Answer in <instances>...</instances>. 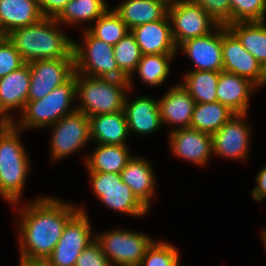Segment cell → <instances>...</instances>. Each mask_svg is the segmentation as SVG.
<instances>
[{"label":"cell","instance_id":"cell-38","mask_svg":"<svg viewBox=\"0 0 266 266\" xmlns=\"http://www.w3.org/2000/svg\"><path fill=\"white\" fill-rule=\"evenodd\" d=\"M75 266H112L96 239L79 255Z\"/></svg>","mask_w":266,"mask_h":266},{"label":"cell","instance_id":"cell-36","mask_svg":"<svg viewBox=\"0 0 266 266\" xmlns=\"http://www.w3.org/2000/svg\"><path fill=\"white\" fill-rule=\"evenodd\" d=\"M25 62L17 49L5 38L0 43V79L5 75L18 70Z\"/></svg>","mask_w":266,"mask_h":266},{"label":"cell","instance_id":"cell-11","mask_svg":"<svg viewBox=\"0 0 266 266\" xmlns=\"http://www.w3.org/2000/svg\"><path fill=\"white\" fill-rule=\"evenodd\" d=\"M172 36L178 47L185 40L202 37L219 24L196 2L176 0L168 5Z\"/></svg>","mask_w":266,"mask_h":266},{"label":"cell","instance_id":"cell-41","mask_svg":"<svg viewBox=\"0 0 266 266\" xmlns=\"http://www.w3.org/2000/svg\"><path fill=\"white\" fill-rule=\"evenodd\" d=\"M11 123L12 122L0 110V129L7 127Z\"/></svg>","mask_w":266,"mask_h":266},{"label":"cell","instance_id":"cell-26","mask_svg":"<svg viewBox=\"0 0 266 266\" xmlns=\"http://www.w3.org/2000/svg\"><path fill=\"white\" fill-rule=\"evenodd\" d=\"M132 157L128 145L95 143L93 152L84 157L83 160L87 172L120 173Z\"/></svg>","mask_w":266,"mask_h":266},{"label":"cell","instance_id":"cell-44","mask_svg":"<svg viewBox=\"0 0 266 266\" xmlns=\"http://www.w3.org/2000/svg\"><path fill=\"white\" fill-rule=\"evenodd\" d=\"M6 38V34L0 29V43Z\"/></svg>","mask_w":266,"mask_h":266},{"label":"cell","instance_id":"cell-3","mask_svg":"<svg viewBox=\"0 0 266 266\" xmlns=\"http://www.w3.org/2000/svg\"><path fill=\"white\" fill-rule=\"evenodd\" d=\"M13 123L0 129V197L11 206L20 204L30 172V158L21 133Z\"/></svg>","mask_w":266,"mask_h":266},{"label":"cell","instance_id":"cell-30","mask_svg":"<svg viewBox=\"0 0 266 266\" xmlns=\"http://www.w3.org/2000/svg\"><path fill=\"white\" fill-rule=\"evenodd\" d=\"M183 87L189 92L195 103L217 102L216 88L219 72L189 70L182 75Z\"/></svg>","mask_w":266,"mask_h":266},{"label":"cell","instance_id":"cell-13","mask_svg":"<svg viewBox=\"0 0 266 266\" xmlns=\"http://www.w3.org/2000/svg\"><path fill=\"white\" fill-rule=\"evenodd\" d=\"M28 64L30 67L28 101L42 99L75 73L74 58L37 60Z\"/></svg>","mask_w":266,"mask_h":266},{"label":"cell","instance_id":"cell-39","mask_svg":"<svg viewBox=\"0 0 266 266\" xmlns=\"http://www.w3.org/2000/svg\"><path fill=\"white\" fill-rule=\"evenodd\" d=\"M44 17H56L69 0H37Z\"/></svg>","mask_w":266,"mask_h":266},{"label":"cell","instance_id":"cell-35","mask_svg":"<svg viewBox=\"0 0 266 266\" xmlns=\"http://www.w3.org/2000/svg\"><path fill=\"white\" fill-rule=\"evenodd\" d=\"M231 24L236 22L266 21V0H229Z\"/></svg>","mask_w":266,"mask_h":266},{"label":"cell","instance_id":"cell-37","mask_svg":"<svg viewBox=\"0 0 266 266\" xmlns=\"http://www.w3.org/2000/svg\"><path fill=\"white\" fill-rule=\"evenodd\" d=\"M199 4L219 25L231 24L229 0H192Z\"/></svg>","mask_w":266,"mask_h":266},{"label":"cell","instance_id":"cell-31","mask_svg":"<svg viewBox=\"0 0 266 266\" xmlns=\"http://www.w3.org/2000/svg\"><path fill=\"white\" fill-rule=\"evenodd\" d=\"M176 54H147L142 55L136 71L141 82L148 86L157 87L165 83L171 71V62Z\"/></svg>","mask_w":266,"mask_h":266},{"label":"cell","instance_id":"cell-14","mask_svg":"<svg viewBox=\"0 0 266 266\" xmlns=\"http://www.w3.org/2000/svg\"><path fill=\"white\" fill-rule=\"evenodd\" d=\"M222 56L223 71L247 78L258 88L263 87V66L225 25H222Z\"/></svg>","mask_w":266,"mask_h":266},{"label":"cell","instance_id":"cell-43","mask_svg":"<svg viewBox=\"0 0 266 266\" xmlns=\"http://www.w3.org/2000/svg\"><path fill=\"white\" fill-rule=\"evenodd\" d=\"M261 236H262L261 240H262L264 248L266 250V229L265 228L262 230Z\"/></svg>","mask_w":266,"mask_h":266},{"label":"cell","instance_id":"cell-4","mask_svg":"<svg viewBox=\"0 0 266 266\" xmlns=\"http://www.w3.org/2000/svg\"><path fill=\"white\" fill-rule=\"evenodd\" d=\"M75 100L76 72L42 99L27 101L23 111L18 114L19 119L12 123L23 131L49 128L62 117L76 111V105L73 104Z\"/></svg>","mask_w":266,"mask_h":266},{"label":"cell","instance_id":"cell-29","mask_svg":"<svg viewBox=\"0 0 266 266\" xmlns=\"http://www.w3.org/2000/svg\"><path fill=\"white\" fill-rule=\"evenodd\" d=\"M235 113L220 102L195 103L190 127L213 135Z\"/></svg>","mask_w":266,"mask_h":266},{"label":"cell","instance_id":"cell-25","mask_svg":"<svg viewBox=\"0 0 266 266\" xmlns=\"http://www.w3.org/2000/svg\"><path fill=\"white\" fill-rule=\"evenodd\" d=\"M37 0H0V29L8 34L43 18Z\"/></svg>","mask_w":266,"mask_h":266},{"label":"cell","instance_id":"cell-8","mask_svg":"<svg viewBox=\"0 0 266 266\" xmlns=\"http://www.w3.org/2000/svg\"><path fill=\"white\" fill-rule=\"evenodd\" d=\"M95 239L112 266H139L147 248L156 240L145 232L126 228L97 232Z\"/></svg>","mask_w":266,"mask_h":266},{"label":"cell","instance_id":"cell-40","mask_svg":"<svg viewBox=\"0 0 266 266\" xmlns=\"http://www.w3.org/2000/svg\"><path fill=\"white\" fill-rule=\"evenodd\" d=\"M255 183L251 197L257 202H262L266 199V166H263L255 176Z\"/></svg>","mask_w":266,"mask_h":266},{"label":"cell","instance_id":"cell-18","mask_svg":"<svg viewBox=\"0 0 266 266\" xmlns=\"http://www.w3.org/2000/svg\"><path fill=\"white\" fill-rule=\"evenodd\" d=\"M158 104L161 122L172 126L170 131L190 127L195 101L181 83L172 85Z\"/></svg>","mask_w":266,"mask_h":266},{"label":"cell","instance_id":"cell-15","mask_svg":"<svg viewBox=\"0 0 266 266\" xmlns=\"http://www.w3.org/2000/svg\"><path fill=\"white\" fill-rule=\"evenodd\" d=\"M177 50L194 64L193 70L223 71L222 25H218L208 35L185 40Z\"/></svg>","mask_w":266,"mask_h":266},{"label":"cell","instance_id":"cell-5","mask_svg":"<svg viewBox=\"0 0 266 266\" xmlns=\"http://www.w3.org/2000/svg\"><path fill=\"white\" fill-rule=\"evenodd\" d=\"M129 90L128 80L95 78L76 73V99L79 102L76 110L88 117L123 111Z\"/></svg>","mask_w":266,"mask_h":266},{"label":"cell","instance_id":"cell-34","mask_svg":"<svg viewBox=\"0 0 266 266\" xmlns=\"http://www.w3.org/2000/svg\"><path fill=\"white\" fill-rule=\"evenodd\" d=\"M179 248L166 240H154L139 266H181Z\"/></svg>","mask_w":266,"mask_h":266},{"label":"cell","instance_id":"cell-1","mask_svg":"<svg viewBox=\"0 0 266 266\" xmlns=\"http://www.w3.org/2000/svg\"><path fill=\"white\" fill-rule=\"evenodd\" d=\"M26 203V204H25ZM22 207L14 204L20 259L41 262L50 256L68 220L79 210L78 205L60 198L42 195Z\"/></svg>","mask_w":266,"mask_h":266},{"label":"cell","instance_id":"cell-7","mask_svg":"<svg viewBox=\"0 0 266 266\" xmlns=\"http://www.w3.org/2000/svg\"><path fill=\"white\" fill-rule=\"evenodd\" d=\"M88 173L92 193L108 209L135 218H142L150 212L122 181L120 173Z\"/></svg>","mask_w":266,"mask_h":266},{"label":"cell","instance_id":"cell-17","mask_svg":"<svg viewBox=\"0 0 266 266\" xmlns=\"http://www.w3.org/2000/svg\"><path fill=\"white\" fill-rule=\"evenodd\" d=\"M124 113L130 135L133 132L135 136H147L163 127L158 99L151 96L140 95L132 100L127 93Z\"/></svg>","mask_w":266,"mask_h":266},{"label":"cell","instance_id":"cell-42","mask_svg":"<svg viewBox=\"0 0 266 266\" xmlns=\"http://www.w3.org/2000/svg\"><path fill=\"white\" fill-rule=\"evenodd\" d=\"M19 266H45L44 263L41 262H29L19 259Z\"/></svg>","mask_w":266,"mask_h":266},{"label":"cell","instance_id":"cell-27","mask_svg":"<svg viewBox=\"0 0 266 266\" xmlns=\"http://www.w3.org/2000/svg\"><path fill=\"white\" fill-rule=\"evenodd\" d=\"M107 3L106 0H69L55 19L60 25H80L84 27L82 30L87 29L109 9ZM85 22L87 26L82 25Z\"/></svg>","mask_w":266,"mask_h":266},{"label":"cell","instance_id":"cell-24","mask_svg":"<svg viewBox=\"0 0 266 266\" xmlns=\"http://www.w3.org/2000/svg\"><path fill=\"white\" fill-rule=\"evenodd\" d=\"M168 5L163 0H123L112 9L131 30L136 26L163 19L168 14Z\"/></svg>","mask_w":266,"mask_h":266},{"label":"cell","instance_id":"cell-2","mask_svg":"<svg viewBox=\"0 0 266 266\" xmlns=\"http://www.w3.org/2000/svg\"><path fill=\"white\" fill-rule=\"evenodd\" d=\"M59 25L54 17H43L35 24L10 31L6 38L17 49L25 63L74 58L73 39L66 35Z\"/></svg>","mask_w":266,"mask_h":266},{"label":"cell","instance_id":"cell-46","mask_svg":"<svg viewBox=\"0 0 266 266\" xmlns=\"http://www.w3.org/2000/svg\"><path fill=\"white\" fill-rule=\"evenodd\" d=\"M163 1L167 2L168 4H171V3H173L176 0H163Z\"/></svg>","mask_w":266,"mask_h":266},{"label":"cell","instance_id":"cell-32","mask_svg":"<svg viewBox=\"0 0 266 266\" xmlns=\"http://www.w3.org/2000/svg\"><path fill=\"white\" fill-rule=\"evenodd\" d=\"M114 57L120 71L128 78L129 88L132 90L133 73L136 71L138 63L142 57L139 45L135 36L129 31L114 46Z\"/></svg>","mask_w":266,"mask_h":266},{"label":"cell","instance_id":"cell-16","mask_svg":"<svg viewBox=\"0 0 266 266\" xmlns=\"http://www.w3.org/2000/svg\"><path fill=\"white\" fill-rule=\"evenodd\" d=\"M168 143L172 155L196 166H206L213 157L212 135L191 127L170 131Z\"/></svg>","mask_w":266,"mask_h":266},{"label":"cell","instance_id":"cell-33","mask_svg":"<svg viewBox=\"0 0 266 266\" xmlns=\"http://www.w3.org/2000/svg\"><path fill=\"white\" fill-rule=\"evenodd\" d=\"M87 30L96 38L114 46L130 30L122 19L109 8Z\"/></svg>","mask_w":266,"mask_h":266},{"label":"cell","instance_id":"cell-23","mask_svg":"<svg viewBox=\"0 0 266 266\" xmlns=\"http://www.w3.org/2000/svg\"><path fill=\"white\" fill-rule=\"evenodd\" d=\"M91 142L108 145H127L130 136L123 111L89 117Z\"/></svg>","mask_w":266,"mask_h":266},{"label":"cell","instance_id":"cell-10","mask_svg":"<svg viewBox=\"0 0 266 266\" xmlns=\"http://www.w3.org/2000/svg\"><path fill=\"white\" fill-rule=\"evenodd\" d=\"M50 157L52 162L62 161L81 151L91 142L90 119L80 111L62 117L52 126ZM84 147V148H83Z\"/></svg>","mask_w":266,"mask_h":266},{"label":"cell","instance_id":"cell-6","mask_svg":"<svg viewBox=\"0 0 266 266\" xmlns=\"http://www.w3.org/2000/svg\"><path fill=\"white\" fill-rule=\"evenodd\" d=\"M82 43L73 40L75 72L89 77L128 80L120 71L113 46L83 29Z\"/></svg>","mask_w":266,"mask_h":266},{"label":"cell","instance_id":"cell-21","mask_svg":"<svg viewBox=\"0 0 266 266\" xmlns=\"http://www.w3.org/2000/svg\"><path fill=\"white\" fill-rule=\"evenodd\" d=\"M30 67L25 63L0 79V110L12 122L14 110L21 113L28 101ZM13 111V112H12Z\"/></svg>","mask_w":266,"mask_h":266},{"label":"cell","instance_id":"cell-45","mask_svg":"<svg viewBox=\"0 0 266 266\" xmlns=\"http://www.w3.org/2000/svg\"><path fill=\"white\" fill-rule=\"evenodd\" d=\"M266 85V65L264 67V78H263V86Z\"/></svg>","mask_w":266,"mask_h":266},{"label":"cell","instance_id":"cell-19","mask_svg":"<svg viewBox=\"0 0 266 266\" xmlns=\"http://www.w3.org/2000/svg\"><path fill=\"white\" fill-rule=\"evenodd\" d=\"M135 36L142 55L177 54L168 14L161 20L148 22L130 30Z\"/></svg>","mask_w":266,"mask_h":266},{"label":"cell","instance_id":"cell-9","mask_svg":"<svg viewBox=\"0 0 266 266\" xmlns=\"http://www.w3.org/2000/svg\"><path fill=\"white\" fill-rule=\"evenodd\" d=\"M78 208L65 225L54 250L45 260V266H75L82 251L95 240L88 211L82 205Z\"/></svg>","mask_w":266,"mask_h":266},{"label":"cell","instance_id":"cell-12","mask_svg":"<svg viewBox=\"0 0 266 266\" xmlns=\"http://www.w3.org/2000/svg\"><path fill=\"white\" fill-rule=\"evenodd\" d=\"M247 114H234L212 135V153L216 157L245 162L248 158L251 124Z\"/></svg>","mask_w":266,"mask_h":266},{"label":"cell","instance_id":"cell-20","mask_svg":"<svg viewBox=\"0 0 266 266\" xmlns=\"http://www.w3.org/2000/svg\"><path fill=\"white\" fill-rule=\"evenodd\" d=\"M259 88L249 79L226 71L219 72L216 88L218 102L235 114H248L252 93Z\"/></svg>","mask_w":266,"mask_h":266},{"label":"cell","instance_id":"cell-28","mask_svg":"<svg viewBox=\"0 0 266 266\" xmlns=\"http://www.w3.org/2000/svg\"><path fill=\"white\" fill-rule=\"evenodd\" d=\"M227 28L239 39L243 47L263 66L266 65L265 21L236 22Z\"/></svg>","mask_w":266,"mask_h":266},{"label":"cell","instance_id":"cell-22","mask_svg":"<svg viewBox=\"0 0 266 266\" xmlns=\"http://www.w3.org/2000/svg\"><path fill=\"white\" fill-rule=\"evenodd\" d=\"M152 165L145 157L135 155L120 172L122 181L149 211L157 193L156 175Z\"/></svg>","mask_w":266,"mask_h":266}]
</instances>
